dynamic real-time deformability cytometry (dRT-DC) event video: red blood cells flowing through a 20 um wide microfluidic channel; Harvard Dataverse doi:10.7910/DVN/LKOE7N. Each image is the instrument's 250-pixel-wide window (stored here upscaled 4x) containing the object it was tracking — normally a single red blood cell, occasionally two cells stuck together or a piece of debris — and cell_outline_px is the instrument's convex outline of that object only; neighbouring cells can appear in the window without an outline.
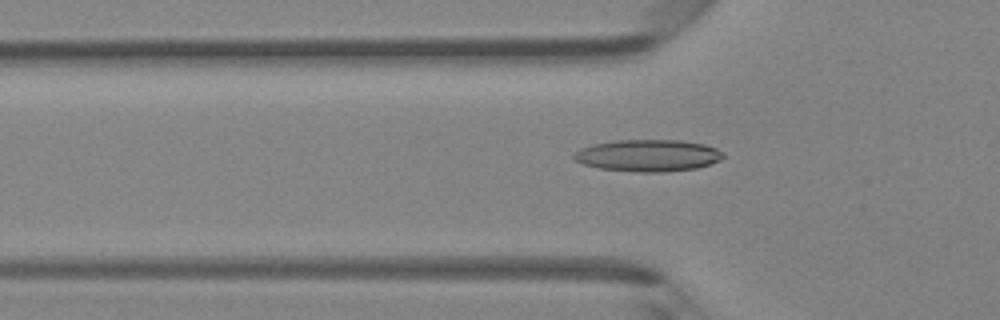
{"species": "Egyptian fruit bat (a non-hibernating species)", "species_latin": "Rousettus aegyptiacus", "temperature_condition": "room temperature", "stored_images_in_passage": 48, "camera_frame_rate_fps": 3000, "um_per_image_px": 0.085, "animal": {"sex": "female"}, "frame": {"image": 1, "passage_image": 16, "time_ms": 5.0, "image_size_px": [1000, 320], "cell_outline_px": [[724, 156], [720, 160], [696, 168], [660, 172], [640, 172], [600, 168], [584, 164], [576, 160], [572, 156], [580, 148], [592, 144], [616, 140], [680, 140], [704, 144], [716, 148], [724, 152]], "centroid_in_image_um": [55.09, 13.2], "position_along_channel_um": 70.7, "area_um2": 27.57}}
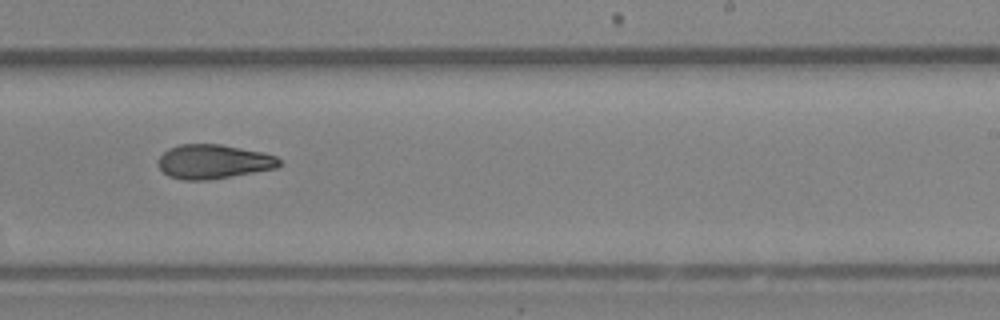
{"frame": {"image": 2, "passage_image": 30, "time_ms": 9.667, "image_size_px": [1000, 320], "cell_outline_px": [[280, 164], [276, 168], [208, 180], [180, 180], [168, 176], [156, 164], [160, 156], [168, 148], [180, 144], [220, 144], [264, 152], [276, 156], [280, 160]], "centroid_in_image_um": [18.11, 13.73], "position_along_channel_um": 270.9, "area_um2": 24.22}}
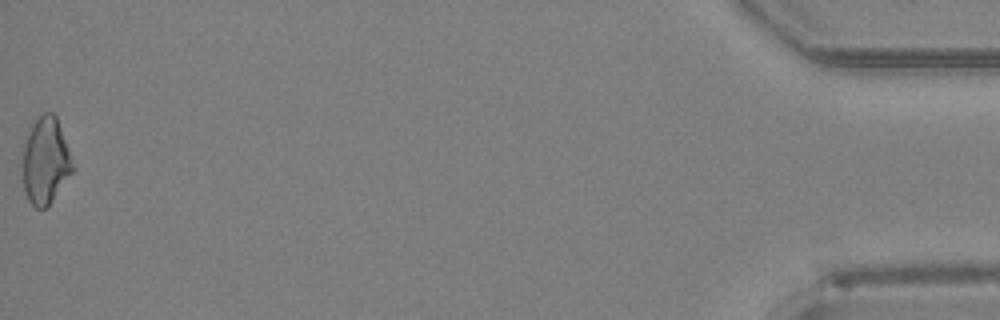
{"frame": {"image": 3, "passage_image": 48, "time_ms": 15.667, "image_size_px": [1000, 320], "cell_outline_px": [[76, 168], [52, 200], [44, 208], [36, 208], [28, 200], [24, 192], [24, 144], [32, 124], [36, 116], [44, 112], [52, 112], [56, 116]], "centroid_in_image_um": [3.9, 13.64], "position_along_channel_um": 431.3, "area_um2": 25.09}, "authors_computed_cell_mechanics": {"area_um2": 24.7384, "velocity_mm_per_s": 4.2982, "shape_relaxation_time_tau1_ms": null, "shape_relaxation_time_tau2_ms": 5.2328, "deformation_change_tau1": null, "deformation_change_tau2": 0.1455}}